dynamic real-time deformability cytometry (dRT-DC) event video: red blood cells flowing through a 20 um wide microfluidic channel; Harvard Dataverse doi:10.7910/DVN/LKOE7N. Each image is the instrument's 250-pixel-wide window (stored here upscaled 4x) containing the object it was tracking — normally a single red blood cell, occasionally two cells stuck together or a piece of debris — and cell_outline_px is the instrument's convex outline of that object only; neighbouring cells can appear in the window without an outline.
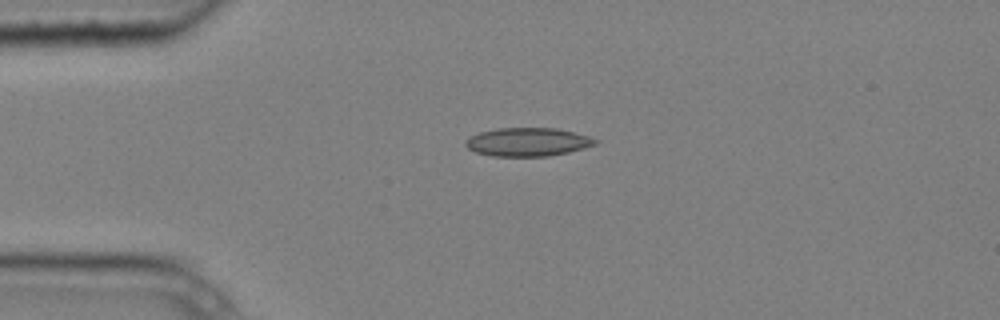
{"species": "common noctule bat (a hibernating species)", "species_latin": "Nyctalus noctula", "temperature_condition": "cold", "stored_images_in_passage": 2, "camera_frame_rate_fps": 3000, "um_per_image_px": 0.085, "animal": {"sex": "male", "body_mass_g": 20.4}, "frame": {"image": 1, "passage_image": 1, "time_ms": 0.0, "image_size_px": [1000, 320], "cell_outline_px": [[600, 140], [596, 144], [584, 148], [568, 152], [548, 156], [492, 156], [476, 152], [468, 148], [464, 144], [464, 140], [480, 132], [496, 128], [556, 128], [588, 136]], "centroid_in_image_um": [44.85, 12.07], "position_along_channel_um": 40.2, "area_um2": 21.44}}